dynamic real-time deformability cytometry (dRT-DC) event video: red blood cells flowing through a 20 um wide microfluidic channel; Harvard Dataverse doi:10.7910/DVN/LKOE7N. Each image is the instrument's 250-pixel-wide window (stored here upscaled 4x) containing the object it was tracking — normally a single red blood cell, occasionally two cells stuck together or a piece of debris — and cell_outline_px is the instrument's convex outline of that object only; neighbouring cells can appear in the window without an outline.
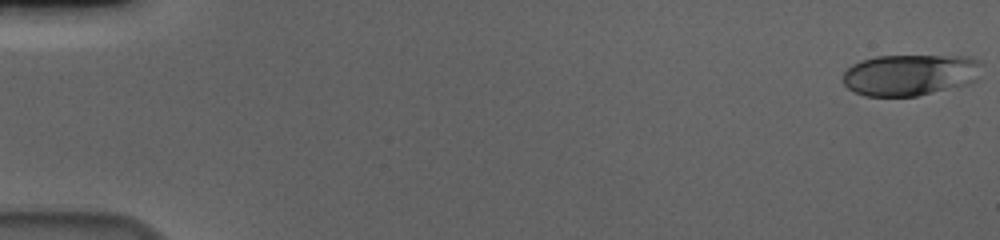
{"species": "human", "species_latin": "Homo sapiens", "temperature_condition": "cold", "stored_images_in_passage": 57, "camera_frame_rate_fps": 3000, "um_per_image_px": 0.085, "donor": {"sex": "male"}, "frame": {"image": 1, "passage_image": 1, "time_ms": 0.0, "image_size_px": [1000, 240], "cell_outline_px": [[980, 64], [976, 80], [972, 84], [916, 96], [864, 96], [848, 88], [844, 84], [844, 72], [852, 64], [876, 56], [968, 56], [980, 60]], "centroid_in_image_um": [77.38, 6.37], "position_along_channel_um": 7.6, "area_um2": 33.47}}
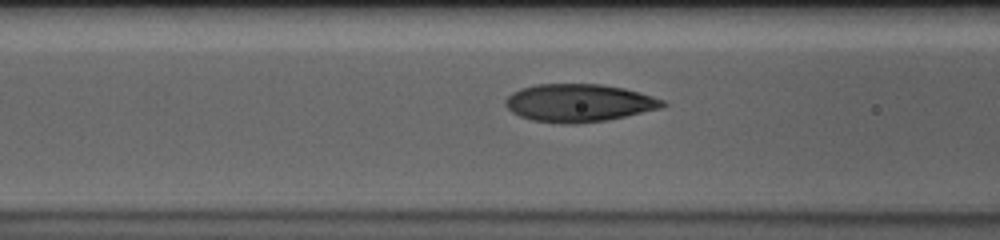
{"frame": {"image": 2, "passage_image": 24, "time_ms": 7.667, "image_size_px": [1000, 240], "cell_outline_px": [[668, 104], [660, 108], [608, 120], [576, 124], [564, 124], [532, 120], [520, 116], [512, 112], [504, 104], [504, 100], [512, 92], [520, 88], [536, 84], [600, 84], [624, 88], [640, 92], [664, 100]], "centroid_in_image_um": [49.19, 8.74], "position_along_channel_um": 117.4, "area_um2": 34.74}}
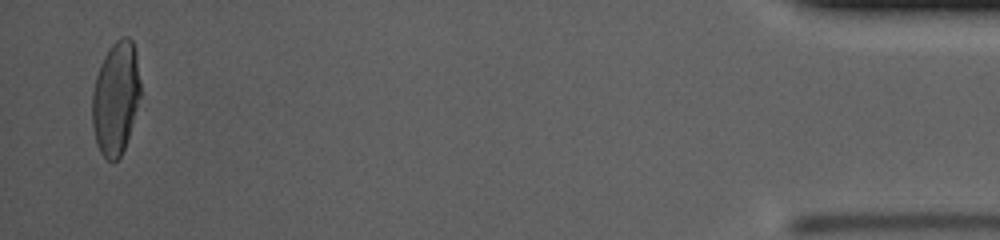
{"frame": {"image": 3, "passage_image": 56, "time_ms": 18.333, "image_size_px": [1000, 240], "cell_outline_px": [[140, 96], [128, 136], [124, 148], [120, 156], [112, 164], [100, 152], [92, 128], [92, 92], [96, 76], [100, 64], [104, 56], [112, 44], [116, 40], [124, 36], [128, 36], [132, 40], [136, 52], [140, 80]], "centroid_in_image_um": [9.83, 8.32], "position_along_channel_um": 425.4, "area_um2": 31.73}, "authors_computed_cell_mechanics": {"area_um2": 33.8708, "velocity_mm_per_s": 3.652, "shape_relaxation_time_tau1_ms": 4.3084, "shape_relaxation_time_tau2_ms": 0.8791, "deformation_change_tau1": 0.1945, "deformation_change_tau2": 0.0672}}